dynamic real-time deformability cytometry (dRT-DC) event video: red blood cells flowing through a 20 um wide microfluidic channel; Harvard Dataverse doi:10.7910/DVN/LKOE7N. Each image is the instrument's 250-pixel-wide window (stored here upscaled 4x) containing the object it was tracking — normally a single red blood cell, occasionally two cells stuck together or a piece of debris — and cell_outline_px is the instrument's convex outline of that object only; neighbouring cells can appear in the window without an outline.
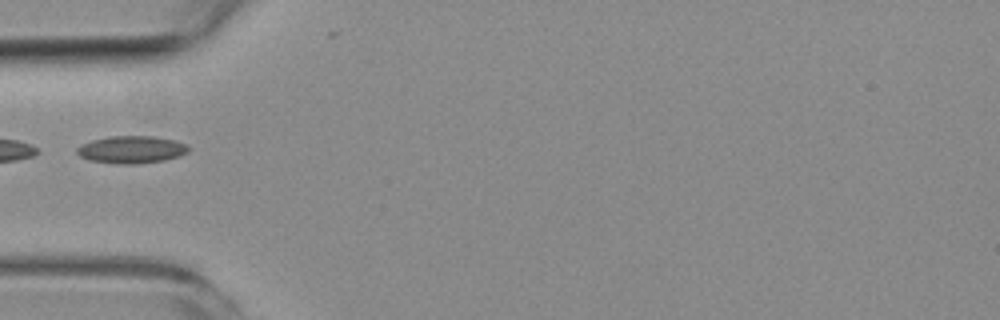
{"species": "common noctule bat (a hibernating species)", "species_latin": "Nyctalus noctula", "temperature_condition": "room temperature", "stored_images_in_passage": 3, "camera_frame_rate_fps": 3000, "um_per_image_px": 0.085, "animal": {"sex": "female", "body_mass_g": 19.3, "forearm_length_mm": 54.1}, "frame": {"image": 1, "passage_image": 2, "time_ms": 1.333, "image_size_px": [1000, 320], "cell_outline_px": [[188, 152], [180, 156], [164, 160], [136, 164], [116, 164], [88, 160], [80, 156], [76, 152], [76, 148], [80, 144], [92, 140], [108, 136], [156, 136], [176, 140], [184, 144], [188, 148]], "centroid_in_image_um": [11.14, 12.71], "position_along_channel_um": 73.9, "area_um2": 17.98}}
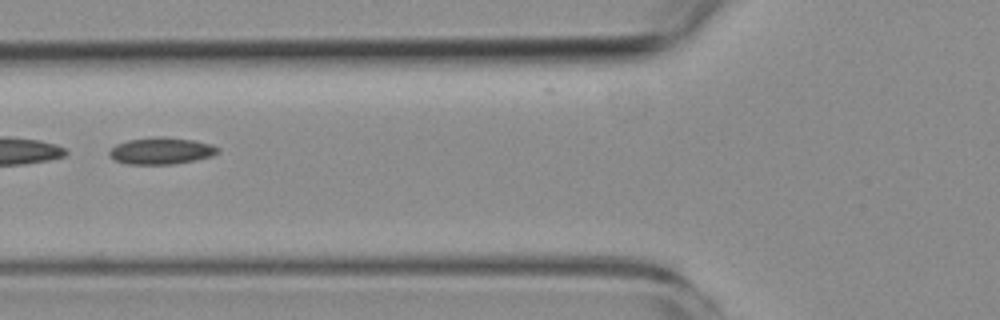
{"frame": {"image": 2, "passage_image": 3, "time_ms": 2.333, "image_size_px": [1000, 320], "cell_outline_px": [[220, 152], [212, 156], [196, 160], [172, 164], [128, 164], [116, 160], [108, 152], [116, 144], [128, 140], [152, 136], [164, 136], [192, 140], [212, 144], [220, 148]], "centroid_in_image_um": [13.75, 12.81], "position_along_channel_um": 112.1, "area_um2": 16.99}}